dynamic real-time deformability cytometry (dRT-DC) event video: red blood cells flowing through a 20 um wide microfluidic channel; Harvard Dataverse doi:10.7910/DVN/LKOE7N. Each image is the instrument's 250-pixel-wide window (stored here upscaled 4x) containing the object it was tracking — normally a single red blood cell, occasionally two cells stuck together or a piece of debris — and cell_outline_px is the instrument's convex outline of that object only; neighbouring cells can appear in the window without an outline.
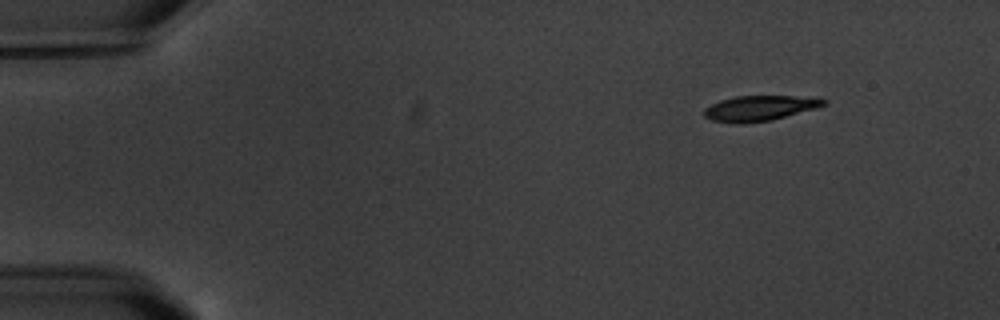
{"species": "common noctule bat (a hibernating species)", "species_latin": "Nyctalus noctula", "temperature_condition": "warm", "stored_images_in_passage": 5, "camera_frame_rate_fps": 3000, "um_per_image_px": 0.085, "animal": {"sex": "male", "body_mass_g": 20.1, "forearm_length_mm": 53.5}, "frame": {"image": 1, "passage_image": 1, "time_ms": 0.0, "image_size_px": [1000, 320], "cell_outline_px": [[828, 104], [816, 108], [772, 120], [740, 124], [736, 124], [712, 120], [704, 116], [704, 108], [720, 100], [736, 96], [792, 96], [828, 100]], "centroid_in_image_um": [64.54, 9.2], "position_along_channel_um": 20.5, "area_um2": 17.51}}
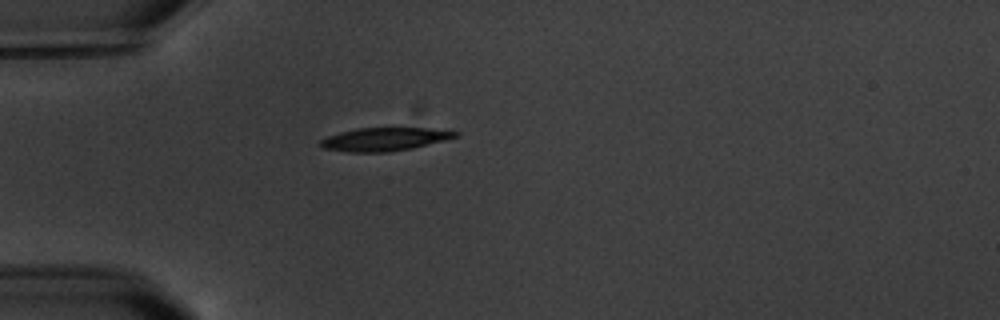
{"frame": {"image": 2, "passage_image": 4, "time_ms": 3.333, "image_size_px": [1000, 320], "cell_outline_px": [[460, 136], [412, 148], [388, 152], [348, 152], [324, 148], [320, 144], [320, 140], [328, 136], [340, 132], [356, 128], [428, 128], [460, 132]], "centroid_in_image_um": [32.69, 11.83], "position_along_channel_um": 52.3, "area_um2": 18.15}}